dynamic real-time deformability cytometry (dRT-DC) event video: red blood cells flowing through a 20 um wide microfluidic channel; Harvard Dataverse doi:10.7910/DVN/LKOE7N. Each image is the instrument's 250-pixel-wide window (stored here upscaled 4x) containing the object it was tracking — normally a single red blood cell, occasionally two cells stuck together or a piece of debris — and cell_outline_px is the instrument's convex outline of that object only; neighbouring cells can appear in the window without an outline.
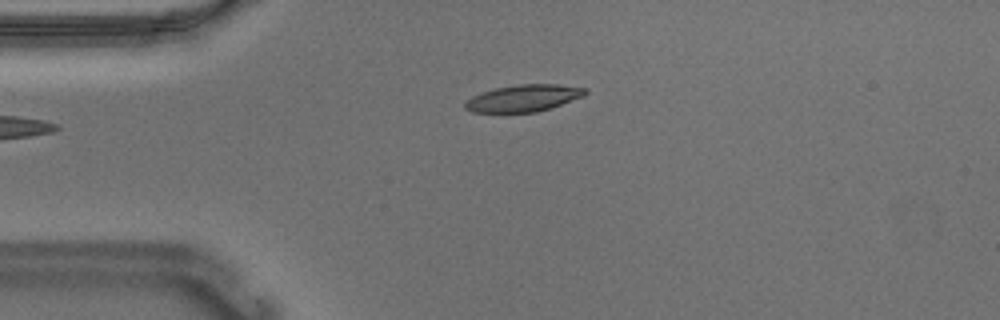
{"species": "Egyptian fruit bat (a non-hibernating species)", "species_latin": "Rousettus aegyptiacus", "temperature_condition": "warm", "stored_images_in_passage": 43, "camera_frame_rate_fps": 3000, "um_per_image_px": 0.085, "animal": {"sex": "male"}, "frame": {"image": 1, "passage_image": 1, "time_ms": 0.0, "image_size_px": [1000, 320], "cell_outline_px": [[588, 92], [584, 96], [536, 112], [472, 112], [464, 108], [464, 104], [472, 96], [496, 88], [520, 84], [556, 84], [588, 88]], "centroid_in_image_um": [44.52, 8.33], "position_along_channel_um": 40.5, "area_um2": 18.55}}
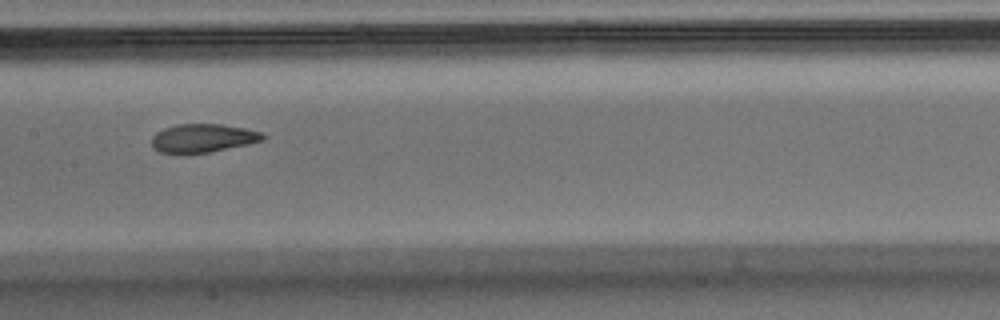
{"frame": {"image": 2, "passage_image": 15, "time_ms": 4.667, "image_size_px": [1000, 320], "cell_outline_px": [[268, 136], [264, 140], [248, 144], [208, 152], [160, 152], [152, 148], [152, 136], [156, 132], [164, 128], [176, 124], [220, 124], [244, 128], [260, 132]], "centroid_in_image_um": [17.25, 11.72], "position_along_channel_um": 190.1, "area_um2": 18.21}}
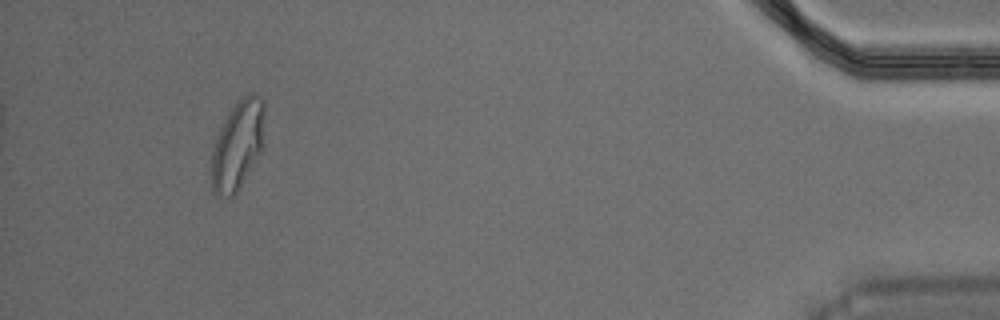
{"frame": {"image": 3, "passage_image": 39, "time_ms": 12.667, "image_size_px": [1000, 320], "cell_outline_px": [[264, 148], [240, 188], [232, 196], [216, 196], [212, 192], [212, 148], [216, 136], [224, 120], [232, 108], [248, 92], [252, 92], [260, 96], [264, 100]], "centroid_in_image_um": [20.23, 12.33], "position_along_channel_um": 415.0, "area_um2": 27.92}, "authors_computed_cell_mechanics": {"area_um2": 19.5942, "velocity_mm_per_s": 3.6788, "shape_relaxation_time_tau1_ms": 7.6397, "shape_relaxation_time_tau2_ms": 1.3484, "deformation_change_tau1": 0.2359, "deformation_change_tau2": 0.073}}